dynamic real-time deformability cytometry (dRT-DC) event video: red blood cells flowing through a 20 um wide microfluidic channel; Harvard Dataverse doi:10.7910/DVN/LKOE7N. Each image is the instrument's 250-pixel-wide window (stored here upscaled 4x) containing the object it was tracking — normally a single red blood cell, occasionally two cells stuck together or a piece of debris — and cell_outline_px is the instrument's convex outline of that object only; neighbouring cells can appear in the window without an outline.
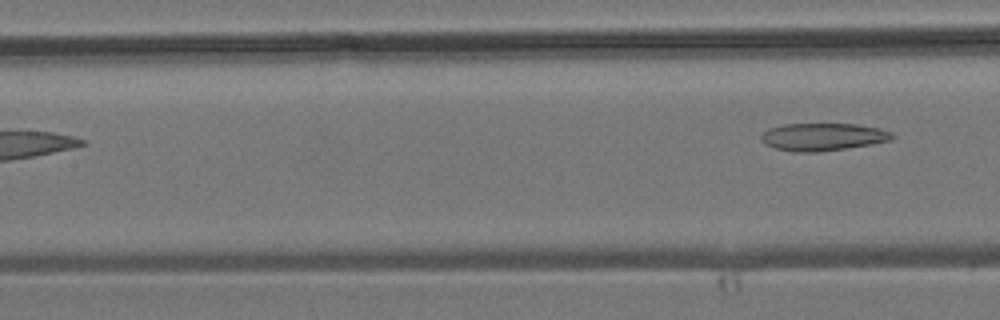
{"species": "common noctule bat (a hibernating species)", "species_latin": "Nyctalus noctula", "temperature_condition": "room temperature", "stored_images_in_passage": 4, "camera_frame_rate_fps": 3000, "um_per_image_px": 0.085, "animal": {"sex": "male", "body_mass_g": 19.2, "forearm_length_mm": 51.8}, "frame": {"image": 1, "passage_image": 4, "time_ms": 4.333, "image_size_px": [1000, 320], "cell_outline_px": [[896, 136], [892, 140], [848, 148], [816, 152], [796, 152], [776, 148], [760, 140], [760, 136], [768, 128], [784, 124], [856, 124], [880, 128], [892, 132]], "centroid_in_image_um": [69.98, 11.63], "position_along_channel_um": 137.4, "area_um2": 21.04}}